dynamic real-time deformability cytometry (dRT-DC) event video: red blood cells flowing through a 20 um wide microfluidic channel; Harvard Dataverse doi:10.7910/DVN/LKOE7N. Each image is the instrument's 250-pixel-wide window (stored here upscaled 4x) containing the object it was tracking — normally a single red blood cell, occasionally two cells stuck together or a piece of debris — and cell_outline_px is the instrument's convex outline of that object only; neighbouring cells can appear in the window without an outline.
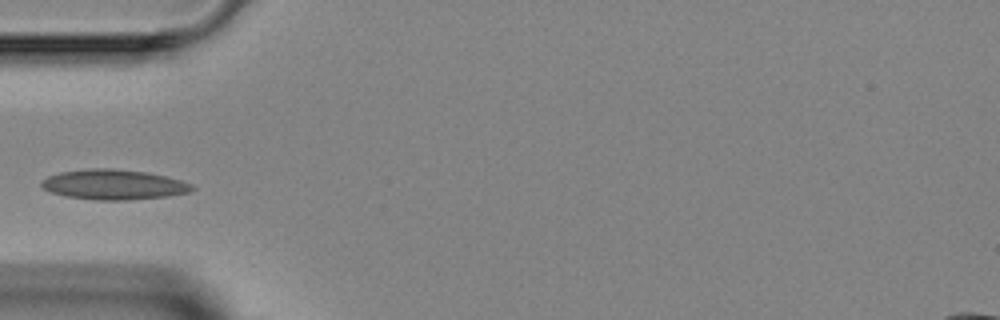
{"species": "Egyptian fruit bat (a non-hibernating species)", "species_latin": "Rousettus aegyptiacus", "temperature_condition": "room temperature", "stored_images_in_passage": 4, "camera_frame_rate_fps": 3000, "um_per_image_px": 0.085, "animal": {"sex": "female"}, "frame": {"image": 1, "passage_image": 4, "time_ms": 3.333, "image_size_px": [1000, 320], "cell_outline_px": [[196, 188], [192, 192], [168, 196], [128, 200], [92, 200], [64, 196], [52, 192], [44, 188], [40, 184], [40, 180], [48, 176], [60, 172], [92, 168], [112, 168], [148, 172], [180, 180], [192, 184]], "centroid_in_image_um": [9.67, 15.69], "position_along_channel_um": 75.3, "area_um2": 26.59}}